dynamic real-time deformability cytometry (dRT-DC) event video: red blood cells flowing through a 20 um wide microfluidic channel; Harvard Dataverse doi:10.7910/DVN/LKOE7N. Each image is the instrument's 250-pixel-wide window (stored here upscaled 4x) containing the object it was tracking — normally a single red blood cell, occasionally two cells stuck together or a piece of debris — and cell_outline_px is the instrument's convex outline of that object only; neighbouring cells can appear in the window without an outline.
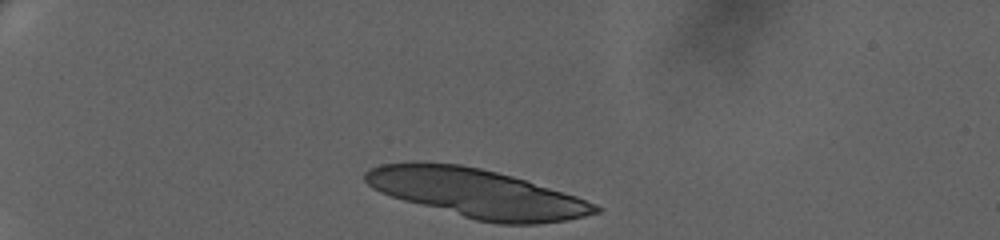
{"species": "human", "species_latin": "Homo sapiens", "temperature_condition": "warm", "stored_images_in_passage": 11, "camera_frame_rate_fps": 3000, "um_per_image_px": 0.085, "donor": {"sex": "female"}, "frame": {"image": 1, "passage_image": 1, "time_ms": 0.0, "image_size_px": [1000, 240], "cell_outline_px": [[604, 208], [600, 212], [568, 220], [536, 224], [500, 224], [476, 220], [404, 200], [380, 192], [372, 188], [364, 180], [364, 172], [368, 168], [380, 164], [460, 164], [480, 168], [512, 176], [576, 196], [596, 204]], "centroid_in_image_um": [40.59, 16.45], "position_along_channel_um": 44.4, "area_um2": 64.27}}